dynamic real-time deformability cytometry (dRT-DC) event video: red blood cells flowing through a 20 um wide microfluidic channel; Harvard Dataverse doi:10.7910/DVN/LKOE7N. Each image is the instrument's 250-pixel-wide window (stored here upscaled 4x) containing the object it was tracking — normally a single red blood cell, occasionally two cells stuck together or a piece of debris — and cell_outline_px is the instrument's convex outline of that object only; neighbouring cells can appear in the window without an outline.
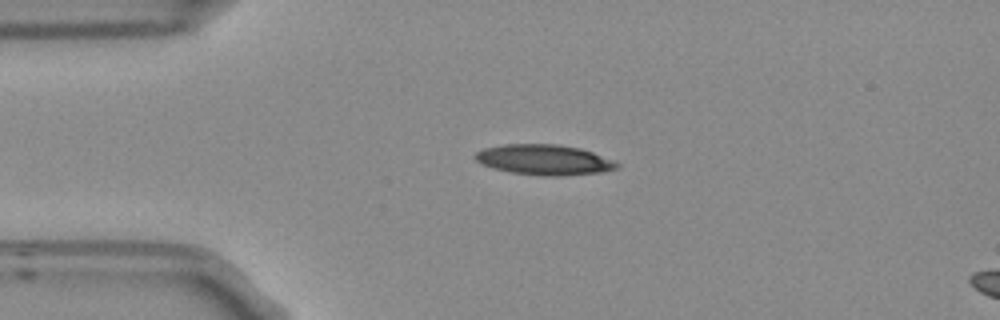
{"species": "Egyptian fruit bat (a non-hibernating species)", "species_latin": "Rousettus aegyptiacus", "temperature_condition": "room temperature", "stored_images_in_passage": 5, "camera_frame_rate_fps": 3000, "um_per_image_px": 0.085, "frame": {"image": 1, "passage_image": 5, "time_ms": 1.333, "image_size_px": [1000, 320], "cell_outline_px": [[620, 164], [616, 168], [604, 172], [556, 176], [548, 176], [512, 172], [480, 164], [472, 156], [476, 152], [484, 148], [504, 144], [556, 144], [580, 148], [592, 152]], "centroid_in_image_um": [46.22, 13.57], "position_along_channel_um": 38.8, "area_um2": 24.8}}